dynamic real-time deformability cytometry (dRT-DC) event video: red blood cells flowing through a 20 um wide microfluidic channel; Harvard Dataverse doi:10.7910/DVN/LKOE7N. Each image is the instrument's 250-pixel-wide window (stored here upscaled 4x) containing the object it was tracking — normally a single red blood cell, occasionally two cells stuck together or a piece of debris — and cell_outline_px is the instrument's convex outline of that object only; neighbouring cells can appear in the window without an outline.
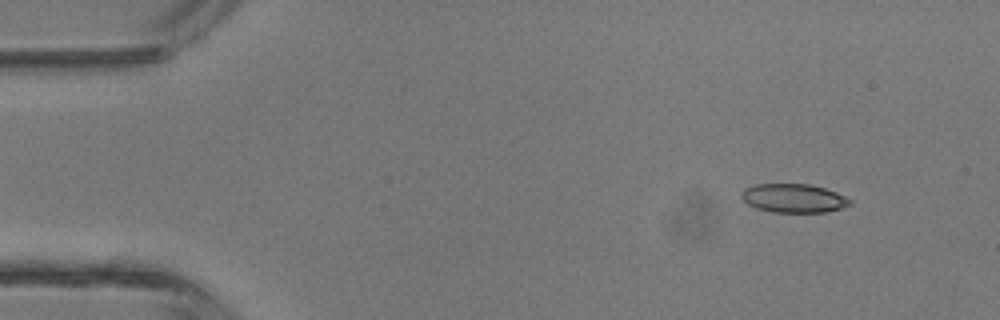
{"species": "common noctule bat (a hibernating species)", "species_latin": "Nyctalus noctula", "temperature_condition": "room temperature", "stored_images_in_passage": 3, "camera_frame_rate_fps": 3000, "um_per_image_px": 0.085, "animal": {"sex": "male", "body_mass_g": 13.3}, "frame": {"image": 1, "passage_image": 1, "time_ms": 0.0, "image_size_px": [1000, 320], "cell_outline_px": [[852, 204], [844, 208], [824, 212], [772, 212], [756, 208], [748, 204], [740, 196], [740, 192], [744, 188], [756, 184], [808, 184], [824, 188], [836, 192], [852, 200]], "centroid_in_image_um": [67.46, 16.85], "position_along_channel_um": 17.5, "area_um2": 18.26}}